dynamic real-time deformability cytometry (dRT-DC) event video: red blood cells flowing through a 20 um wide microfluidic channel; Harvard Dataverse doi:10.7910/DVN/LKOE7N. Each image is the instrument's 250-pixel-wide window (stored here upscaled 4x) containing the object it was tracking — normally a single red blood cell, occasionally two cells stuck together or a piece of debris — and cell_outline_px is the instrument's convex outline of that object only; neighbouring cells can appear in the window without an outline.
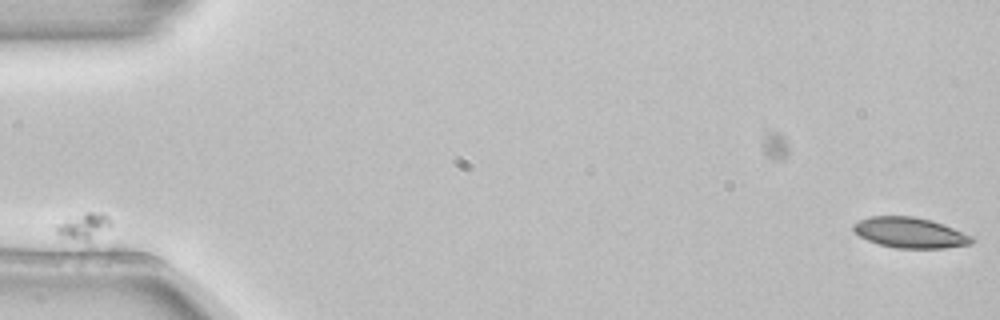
{"species": "common noctule bat (a hibernating species)", "species_latin": "Nyctalus noctula", "temperature_condition": "room temperature", "stored_images_in_passage": 2, "camera_frame_rate_fps": 3000, "um_per_image_px": 0.085, "animal": {"sex": "female", "body_mass_g": 22.7, "forearm_length_mm": 54.2}, "frame": {"image": 1, "passage_image": 2, "time_ms": 0.333, "image_size_px": [1000, 320], "cell_outline_px": [[976, 240], [972, 244], [944, 248], [896, 248], [880, 244], [868, 240], [860, 236], [852, 228], [852, 224], [868, 216], [916, 216], [932, 220], [944, 224], [972, 236]], "centroid_in_image_um": [77.38, 19.77], "position_along_channel_um": 7.6, "area_um2": 21.15}}